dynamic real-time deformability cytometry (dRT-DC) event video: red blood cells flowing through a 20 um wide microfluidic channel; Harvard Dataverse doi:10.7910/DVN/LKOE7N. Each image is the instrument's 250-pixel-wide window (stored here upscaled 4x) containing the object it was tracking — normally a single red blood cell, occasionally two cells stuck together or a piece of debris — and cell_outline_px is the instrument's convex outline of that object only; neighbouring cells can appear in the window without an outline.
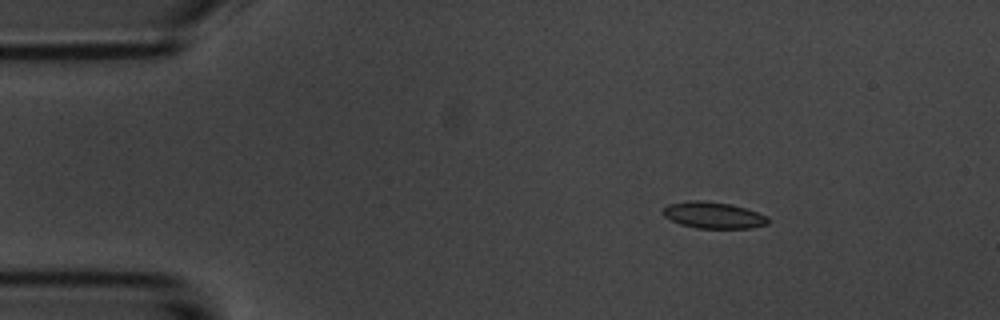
{"species": "common noctule bat (a hibernating species)", "species_latin": "Nyctalus noctula", "temperature_condition": "room temperature", "stored_images_in_passage": 3, "camera_frame_rate_fps": 3000, "um_per_image_px": 0.085, "animal": {"sex": "male", "body_mass_g": 20.1, "forearm_length_mm": 53.5}, "frame": {"image": 1, "passage_image": 1, "time_ms": 0.0, "image_size_px": [1000, 320], "cell_outline_px": [[768, 224], [752, 228], [696, 228], [680, 224], [664, 216], [664, 208], [668, 204], [692, 200], [696, 200], [732, 204], [768, 216]], "centroid_in_image_um": [60.65, 18.3], "position_along_channel_um": 24.3, "area_um2": 16.01}}